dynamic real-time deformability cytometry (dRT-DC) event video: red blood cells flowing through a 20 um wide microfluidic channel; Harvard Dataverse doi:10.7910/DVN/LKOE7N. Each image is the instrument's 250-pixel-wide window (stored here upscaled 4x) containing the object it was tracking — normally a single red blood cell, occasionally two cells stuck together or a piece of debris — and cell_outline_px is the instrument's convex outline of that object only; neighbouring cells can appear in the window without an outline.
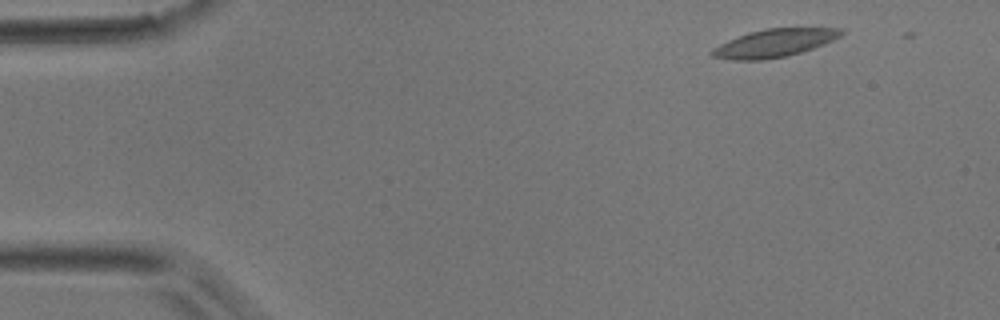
{"species": "common noctule bat (a hibernating species)", "species_latin": "Nyctalus noctula", "temperature_condition": "room temperature", "stored_images_in_passage": 20, "camera_frame_rate_fps": 3000, "um_per_image_px": 0.085, "animal": {"sex": "male", "body_mass_g": 17.9}, "frame": {"image": 1, "passage_image": 1, "time_ms": 0.0, "image_size_px": [1000, 320], "cell_outline_px": [[844, 32], [840, 36], [824, 44], [788, 56], [764, 60], [732, 60], [712, 56], [708, 52], [712, 48], [728, 40], [748, 32], [764, 28], [844, 28]], "centroid_in_image_um": [65.79, 3.66], "position_along_channel_um": 19.2, "area_um2": 21.1}}
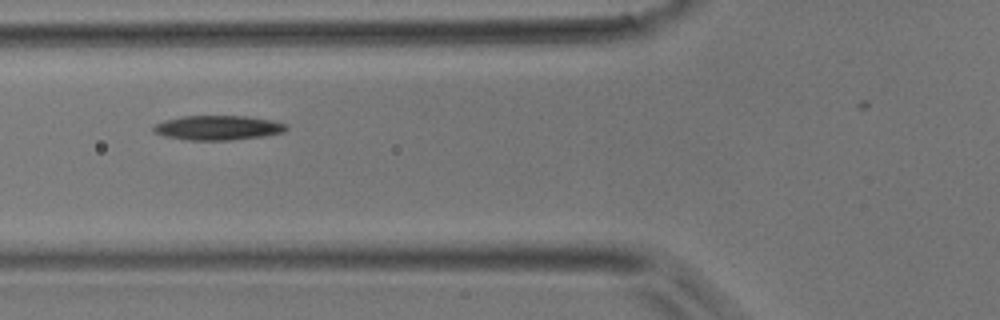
{"frame": {"image": 2, "passage_image": 14, "time_ms": 4.333, "image_size_px": [1000, 320], "cell_outline_px": [[288, 128], [284, 132], [264, 136], [232, 140], [188, 140], [164, 136], [152, 132], [152, 128], [156, 124], [164, 120], [184, 116], [248, 116], [272, 120], [288, 124]], "centroid_in_image_um": [18.54, 10.86], "position_along_channel_um": 107.3, "area_um2": 19.13}}
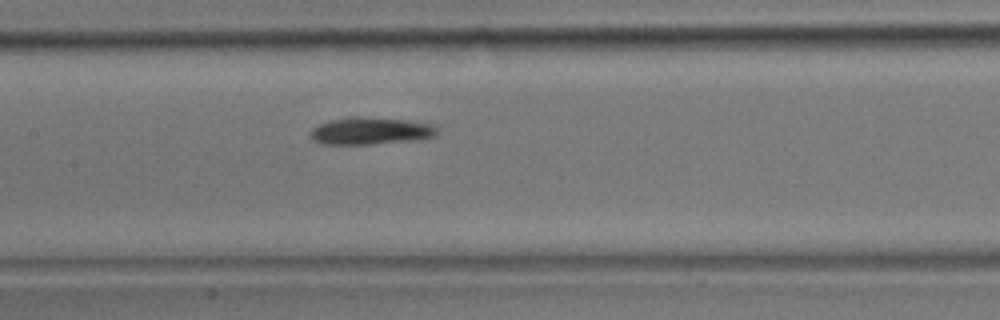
{"frame": {"image": 3, "passage_image": 19, "time_ms": 6.0, "image_size_px": [1000, 320], "cell_outline_px": [[440, 128], [436, 136], [416, 140], [372, 144], [320, 144], [312, 140], [308, 136], [308, 132], [312, 128], [328, 120], [348, 116], [356, 116], [408, 120], [436, 124]], "centroid_in_image_um": [31.5, 11.12], "position_along_channel_um": 175.9, "area_um2": 20.69}}